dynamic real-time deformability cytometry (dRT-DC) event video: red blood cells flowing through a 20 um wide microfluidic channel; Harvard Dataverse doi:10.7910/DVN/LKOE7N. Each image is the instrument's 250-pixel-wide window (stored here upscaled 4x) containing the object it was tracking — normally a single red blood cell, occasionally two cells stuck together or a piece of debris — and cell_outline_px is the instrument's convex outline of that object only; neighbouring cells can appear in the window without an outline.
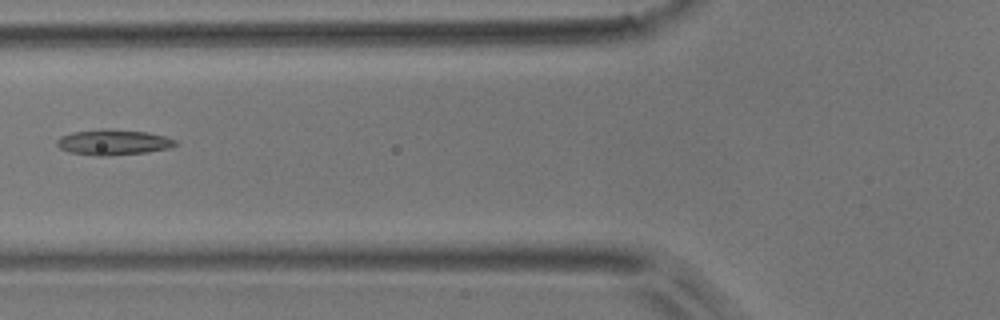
{"species": "common noctule bat (a hibernating species)", "species_latin": "Nyctalus noctula", "temperature_condition": "room temperature", "stored_images_in_passage": 6, "camera_frame_rate_fps": 3000, "um_per_image_px": 0.085, "animal": {"sex": "male", "body_mass_g": 17.9}, "frame": {"image": 1, "passage_image": 6, "time_ms": 5.667, "image_size_px": [1000, 320], "cell_outline_px": [[180, 144], [172, 148], [148, 152], [108, 156], [96, 156], [68, 152], [60, 148], [56, 144], [56, 140], [60, 136], [72, 132], [100, 128], [104, 128], [148, 132], [164, 136], [176, 140]], "centroid_in_image_um": [9.64, 12.09], "position_along_channel_um": 116.2, "area_um2": 18.03}}